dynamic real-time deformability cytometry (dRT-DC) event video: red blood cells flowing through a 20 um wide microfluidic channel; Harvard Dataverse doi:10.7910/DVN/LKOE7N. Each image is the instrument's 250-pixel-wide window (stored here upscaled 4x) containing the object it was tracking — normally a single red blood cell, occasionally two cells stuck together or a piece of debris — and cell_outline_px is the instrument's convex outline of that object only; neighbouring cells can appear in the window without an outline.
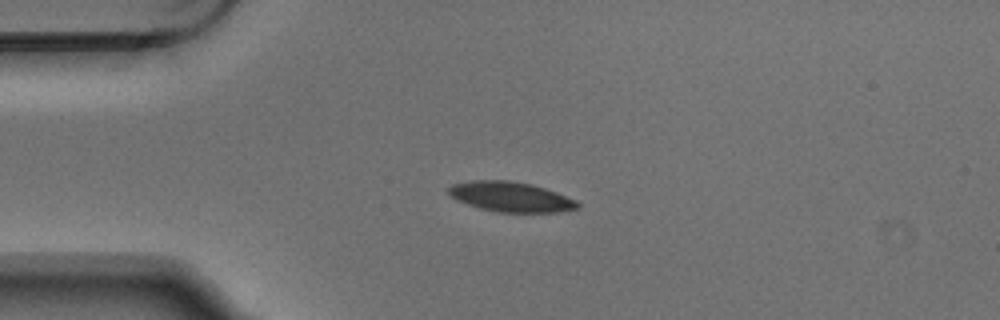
{"species": "Egyptian fruit bat (a non-hibernating species)", "species_latin": "Rousettus aegyptiacus", "temperature_condition": "warm", "stored_images_in_passage": 6, "camera_frame_rate_fps": 3000, "um_per_image_px": 0.085, "animal": {"sex": "male"}, "frame": {"image": 1, "passage_image": 3, "time_ms": 0.667, "image_size_px": [1000, 320], "cell_outline_px": [[580, 208], [556, 212], [496, 212], [480, 208], [456, 200], [448, 192], [448, 188], [452, 184], [472, 180], [508, 180], [532, 184], [556, 192], [576, 200], [580, 204]], "centroid_in_image_um": [43.41, 16.72], "position_along_channel_um": 41.6, "area_um2": 22.48}}
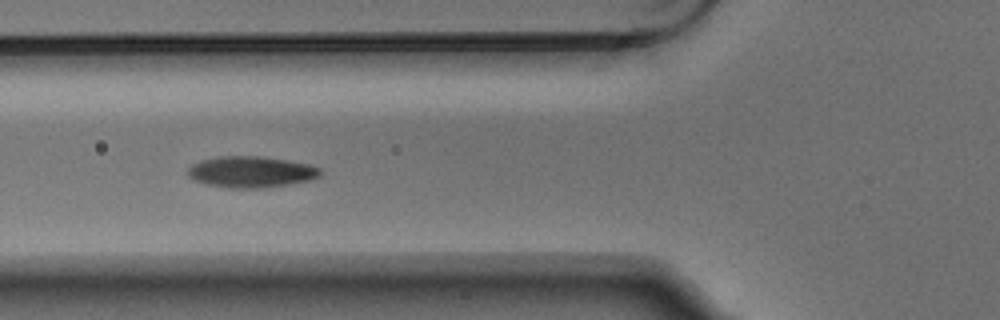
{"frame": {"image": 2, "passage_image": 5, "time_ms": 1.333, "image_size_px": [1000, 320], "cell_outline_px": [[324, 172], [320, 176], [312, 180], [288, 184], [256, 188], [228, 188], [208, 184], [196, 180], [188, 176], [188, 168], [192, 164], [200, 160], [220, 156], [260, 156], [288, 160], [308, 164], [320, 168]], "centroid_in_image_um": [21.37, 14.6], "position_along_channel_um": 104.4, "area_um2": 24.1}}
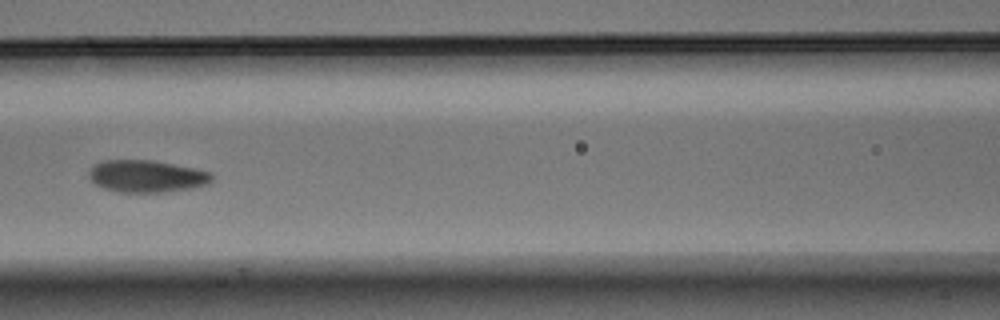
{"frame": {"image": 3, "passage_image": 6, "time_ms": 1.667, "image_size_px": [1000, 320], "cell_outline_px": [[212, 180], [208, 184], [192, 188], [164, 192], [120, 192], [104, 188], [96, 184], [88, 176], [88, 172], [92, 164], [104, 160], [152, 160], [196, 168], [212, 172]], "centroid_in_image_um": [12.46, 14.97], "position_along_channel_um": 154.1, "area_um2": 23.18}}